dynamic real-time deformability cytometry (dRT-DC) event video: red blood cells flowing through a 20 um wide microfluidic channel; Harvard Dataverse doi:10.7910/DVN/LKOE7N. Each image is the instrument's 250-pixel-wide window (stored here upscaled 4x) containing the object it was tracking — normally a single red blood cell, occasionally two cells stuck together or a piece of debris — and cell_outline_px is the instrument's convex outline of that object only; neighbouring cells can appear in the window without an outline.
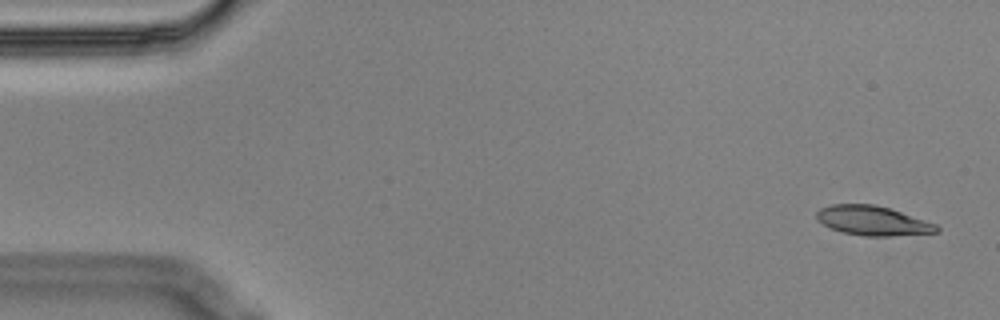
{"species": "Egyptian fruit bat (a non-hibernating species)", "species_latin": "Rousettus aegyptiacus", "temperature_condition": "cold", "stored_images_in_passage": 5, "camera_frame_rate_fps": 3000, "um_per_image_px": 0.085, "animal": {"sex": "male"}, "frame": {"image": 1, "passage_image": 1, "time_ms": 0.0, "image_size_px": [1000, 320], "cell_outline_px": [[940, 232], [888, 236], [864, 236], [840, 232], [816, 220], [816, 212], [820, 208], [832, 204], [876, 204], [936, 224], [940, 228]], "centroid_in_image_um": [74.15, 18.76], "position_along_channel_um": 10.8, "area_um2": 20.52}}
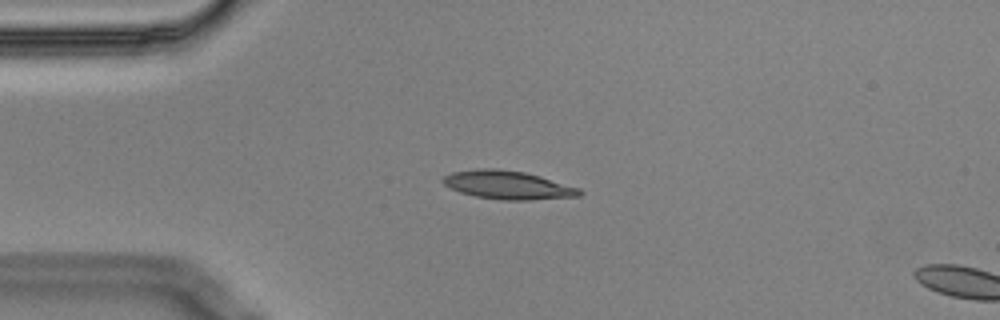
{"frame": {"image": 2, "passage_image": 4, "time_ms": 1.0, "image_size_px": [1000, 320], "cell_outline_px": [[584, 192], [580, 196], [532, 200], [500, 200], [476, 196], [460, 192], [444, 184], [440, 180], [444, 176], [452, 172], [476, 168], [496, 168], [524, 172], [540, 176], [580, 188]], "centroid_in_image_um": [43.18, 15.72], "position_along_channel_um": 41.8, "area_um2": 22.72}}